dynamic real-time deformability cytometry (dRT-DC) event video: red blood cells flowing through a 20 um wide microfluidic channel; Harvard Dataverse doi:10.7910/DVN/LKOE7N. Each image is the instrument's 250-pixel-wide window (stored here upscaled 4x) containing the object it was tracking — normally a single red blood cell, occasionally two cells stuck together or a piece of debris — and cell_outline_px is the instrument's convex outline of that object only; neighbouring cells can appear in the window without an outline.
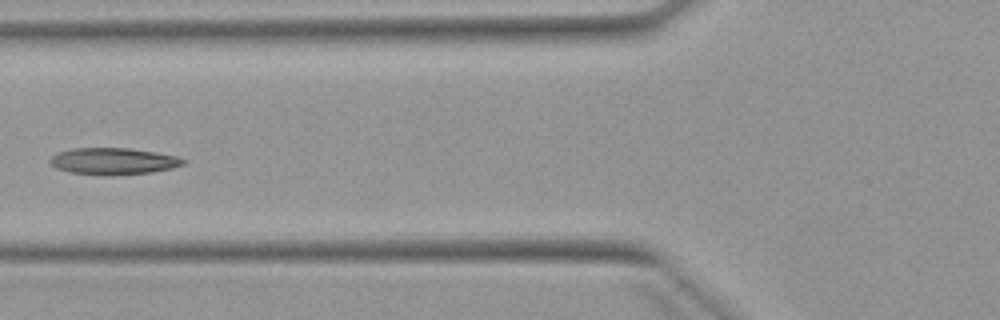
{"species": "Egyptian fruit bat (a non-hibernating species)", "species_latin": "Rousettus aegyptiacus", "temperature_condition": "warm", "stored_images_in_passage": 6, "camera_frame_rate_fps": 3000, "um_per_image_px": 0.085, "animal": {"sex": "female"}, "frame": {"image": 1, "passage_image": 6, "time_ms": 5.667, "image_size_px": [1000, 320], "cell_outline_px": [[188, 160], [184, 164], [172, 168], [152, 172], [104, 176], [72, 172], [56, 168], [48, 160], [56, 152], [72, 148], [128, 148], [156, 152], [176, 156]], "centroid_in_image_um": [9.63, 13.7], "position_along_channel_um": 116.2, "area_um2": 20.81}}